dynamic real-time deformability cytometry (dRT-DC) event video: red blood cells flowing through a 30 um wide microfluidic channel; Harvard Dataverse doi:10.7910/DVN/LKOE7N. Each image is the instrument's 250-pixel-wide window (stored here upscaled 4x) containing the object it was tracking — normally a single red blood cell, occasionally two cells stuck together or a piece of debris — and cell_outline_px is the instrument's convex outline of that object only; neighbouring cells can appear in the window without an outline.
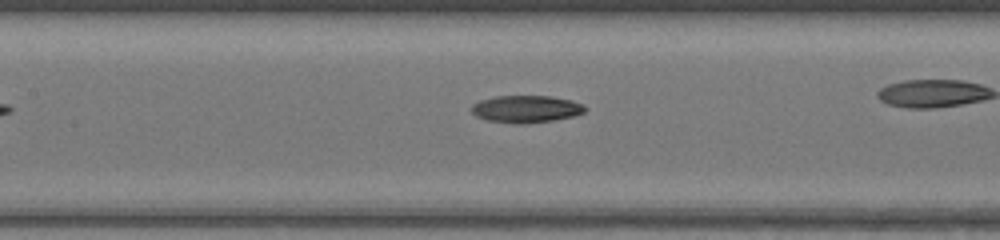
{"species": "common noctule bat (a hibernating species)", "species_latin": "Nyctalus noctula", "temperature_condition": "warm", "stored_images_in_passage": 24, "camera_frame_rate_fps": 3000, "um_per_image_px": 0.085, "animal": {"sex": "female", "body_mass_g": 17.0, "forearm_length_mm": 48.0}, "frame": {"image": 1, "passage_image": 8, "time_ms": 2.333, "image_size_px": [1000, 240], "cell_outline_px": [[584, 112], [572, 116], [552, 120], [524, 124], [516, 124], [488, 120], [476, 116], [472, 112], [472, 104], [480, 100], [496, 96], [548, 96], [572, 100], [584, 104]], "centroid_in_image_um": [44.7, 9.26], "position_along_channel_um": 162.7, "area_um2": 17.86}}